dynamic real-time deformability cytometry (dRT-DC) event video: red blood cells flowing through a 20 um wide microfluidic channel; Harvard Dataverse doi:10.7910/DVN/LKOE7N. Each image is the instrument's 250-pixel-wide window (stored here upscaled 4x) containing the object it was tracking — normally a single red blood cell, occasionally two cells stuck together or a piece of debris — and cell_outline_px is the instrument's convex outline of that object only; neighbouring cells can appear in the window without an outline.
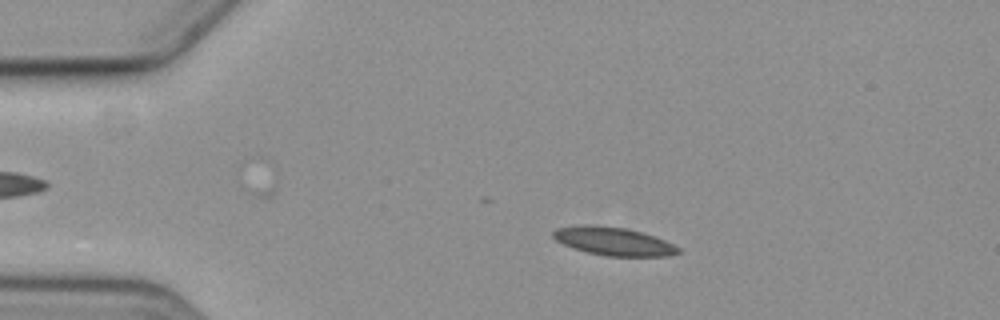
{"species": "common noctule bat (a hibernating species)", "species_latin": "Nyctalus noctula", "temperature_condition": "cold", "stored_images_in_passage": 8, "segment_of_instrument_passage": [1, 2], "camera_frame_rate_fps": 3000, "um_per_image_px": 0.085, "animal": {"sex": "female", "body_mass_g": 19.3, "forearm_length_mm": 54.1}, "frame": {"image": 1, "passage_image": 4, "time_ms": 6.333, "image_size_px": [1000, 320], "cell_outline_px": [[680, 252], [668, 256], [608, 256], [588, 252], [572, 248], [556, 240], [552, 236], [552, 232], [556, 228], [580, 224], [596, 224], [628, 228], [656, 236], [680, 248]], "centroid_in_image_um": [52.13, 20.49], "position_along_channel_um": 32.9, "area_um2": 20.81}}
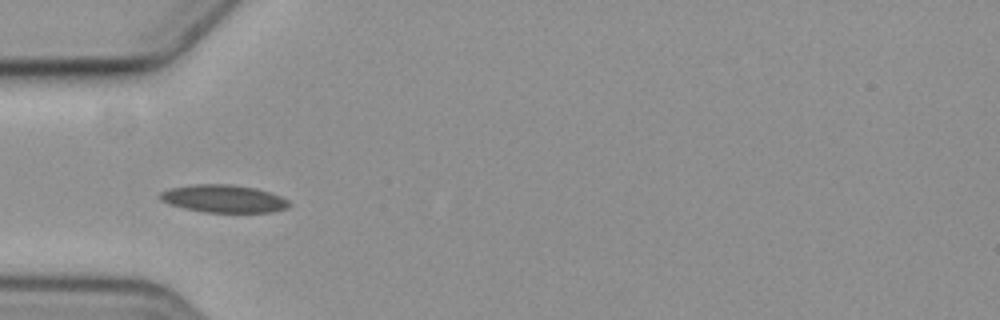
{"frame": {"image": 2, "passage_image": 6, "time_ms": 8.667, "image_size_px": [1000, 320], "cell_outline_px": [[292, 204], [288, 208], [272, 212], [204, 212], [184, 208], [168, 204], [160, 200], [160, 192], [168, 188], [196, 184], [232, 184], [256, 188], [280, 196], [288, 200]], "centroid_in_image_um": [19.0, 16.89], "position_along_channel_um": 66.0, "area_um2": 20.92}}
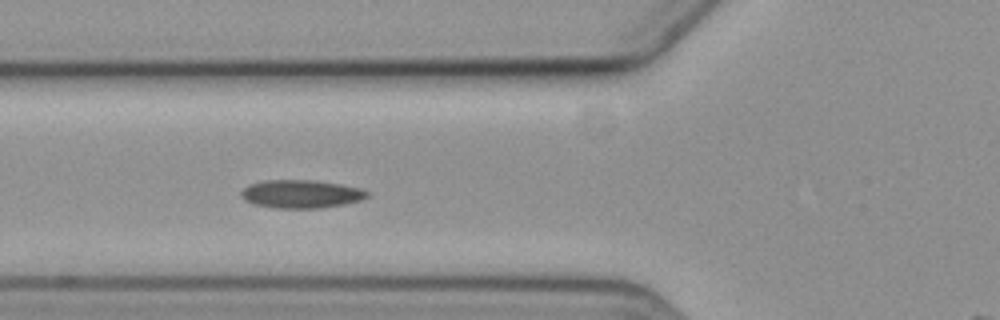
{"frame": {"image": 3, "passage_image": 7, "time_ms": 9.667, "image_size_px": [1000, 320], "cell_outline_px": [[368, 196], [360, 200], [344, 204], [320, 208], [276, 208], [252, 204], [244, 200], [240, 196], [240, 192], [248, 184], [264, 180], [316, 180], [340, 184], [360, 188], [368, 192]], "centroid_in_image_um": [25.54, 16.48], "position_along_channel_um": 100.3, "area_um2": 20.81}}